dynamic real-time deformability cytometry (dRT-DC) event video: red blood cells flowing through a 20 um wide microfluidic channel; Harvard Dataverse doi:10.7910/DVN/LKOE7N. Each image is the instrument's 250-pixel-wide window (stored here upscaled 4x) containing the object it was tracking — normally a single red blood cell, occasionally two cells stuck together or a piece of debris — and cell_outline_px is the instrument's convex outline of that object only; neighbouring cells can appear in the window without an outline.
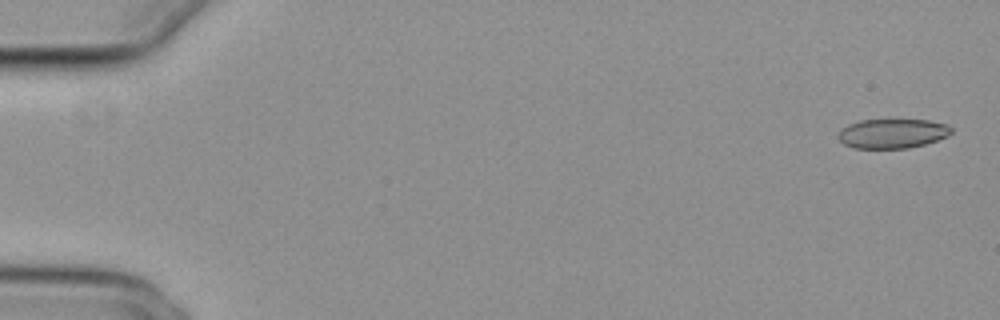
{"species": "common noctule bat (a hibernating species)", "species_latin": "Nyctalus noctula", "temperature_condition": "cold", "stored_images_in_passage": 54, "camera_frame_rate_fps": 3000, "um_per_image_px": 0.085, "animal": {"sex": "female", "body_mass_g": 29.2, "forearm_length_mm": 56.3}, "frame": {"image": 1, "passage_image": 2, "time_ms": 0.333, "image_size_px": [1000, 320], "cell_outline_px": [[952, 132], [948, 136], [924, 144], [908, 148], [852, 148], [844, 144], [836, 136], [848, 124], [860, 120], [928, 120], [948, 124], [952, 128]], "centroid_in_image_um": [75.86, 11.35], "position_along_channel_um": 9.1, "area_um2": 19.36}}
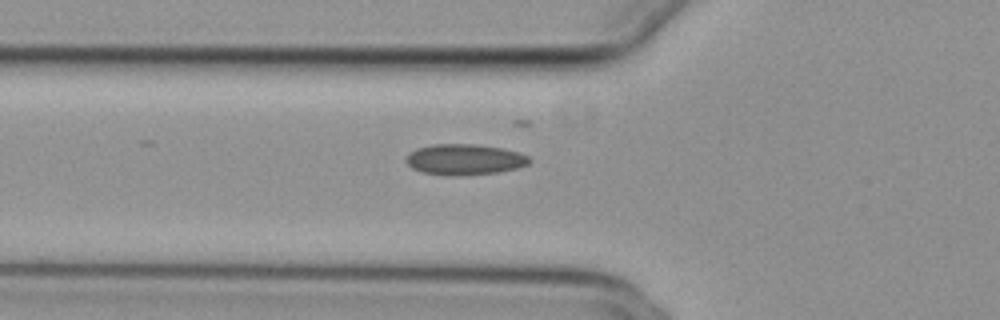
{"frame": {"image": 2, "passage_image": 20, "time_ms": 6.333, "image_size_px": [1000, 320], "cell_outline_px": [[532, 160], [528, 164], [516, 168], [500, 172], [456, 176], [452, 176], [424, 172], [412, 168], [404, 160], [408, 152], [416, 148], [432, 144], [476, 144], [504, 148], [520, 152], [528, 156]], "centroid_in_image_um": [39.49, 13.54], "position_along_channel_um": 86.3, "area_um2": 22.37}}
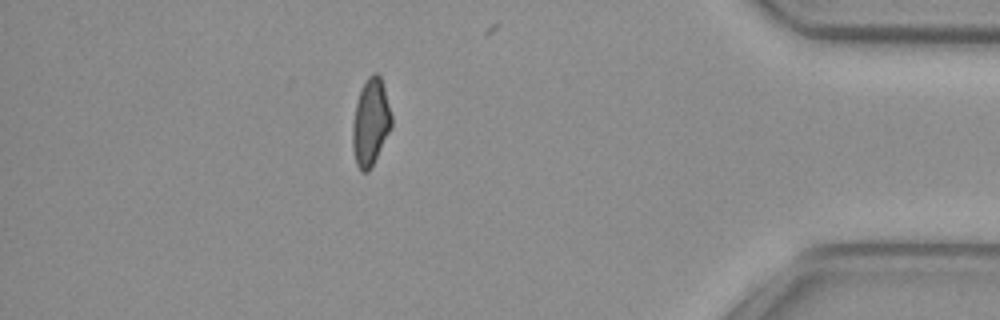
{"frame": {"image": 3, "passage_image": 48, "time_ms": 15.667, "image_size_px": [1000, 320], "cell_outline_px": [[392, 124], [372, 168], [368, 172], [360, 172], [356, 164], [352, 148], [352, 124], [356, 104], [360, 92], [368, 76], [372, 72], [376, 72], [380, 76], [384, 88], [392, 116]], "centroid_in_image_um": [31.49, 10.43], "position_along_channel_um": 403.7, "area_um2": 19.71}, "authors_computed_cell_mechanics": {"area_um2": 20.7502, "velocity_mm_per_s": 3.8471, "shape_relaxation_time_tau1_ms": null, "shape_relaxation_time_tau2_ms": 2.3018, "deformation_change_tau1": null, "deformation_change_tau2": 0.081}}